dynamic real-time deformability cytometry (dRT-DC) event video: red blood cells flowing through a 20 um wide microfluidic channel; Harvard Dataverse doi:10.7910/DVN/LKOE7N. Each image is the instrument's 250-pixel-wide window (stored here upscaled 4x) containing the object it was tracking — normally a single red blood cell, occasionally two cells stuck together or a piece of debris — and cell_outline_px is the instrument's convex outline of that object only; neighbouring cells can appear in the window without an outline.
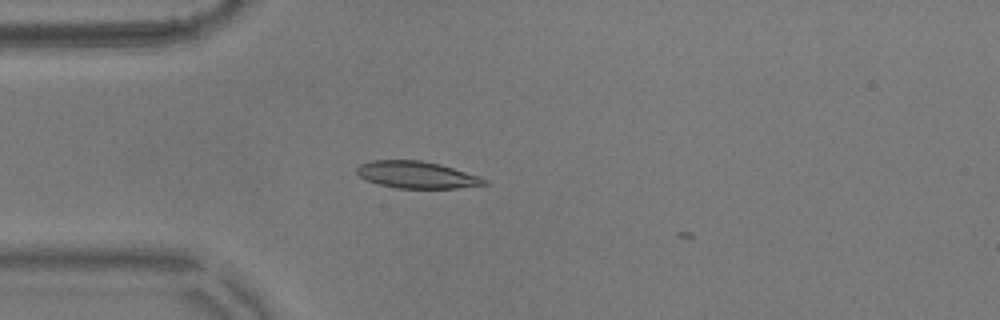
{"species": "common noctule bat (a hibernating species)", "species_latin": "Nyctalus noctula", "temperature_condition": "warm", "stored_images_in_passage": 2, "camera_frame_rate_fps": 3000, "um_per_image_px": 0.085, "animal": {"sex": "male", "body_mass_g": 17.9}, "frame": {"image": 1, "passage_image": 1, "time_ms": 0.0, "image_size_px": [1000, 320], "cell_outline_px": [[488, 184], [456, 188], [396, 188], [380, 184], [368, 180], [360, 176], [356, 172], [356, 168], [360, 164], [372, 160], [420, 160], [440, 164], [480, 176], [488, 180]], "centroid_in_image_um": [35.44, 14.85], "position_along_channel_um": 49.6, "area_um2": 19.94}}